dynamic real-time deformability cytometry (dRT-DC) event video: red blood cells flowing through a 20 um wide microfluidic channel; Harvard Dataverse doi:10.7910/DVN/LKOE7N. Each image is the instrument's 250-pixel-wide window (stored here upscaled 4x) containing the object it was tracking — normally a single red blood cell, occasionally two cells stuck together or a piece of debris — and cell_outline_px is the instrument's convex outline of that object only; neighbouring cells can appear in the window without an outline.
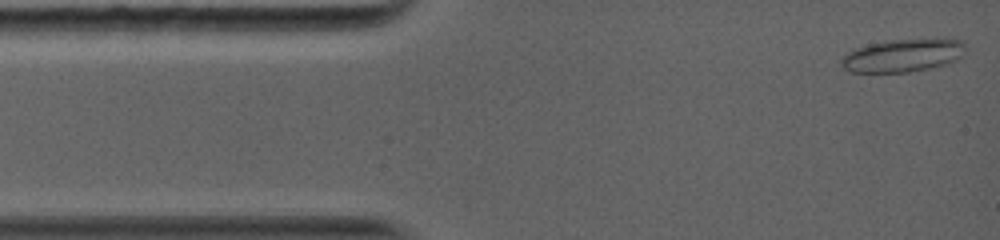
{"species": "common noctule bat (a hibernating species)", "species_latin": "Nyctalus noctula", "temperature_condition": "warm", "stored_images_in_passage": 36, "camera_frame_rate_fps": 5000, "um_per_image_px": 0.085, "animal": {"sex": "female", "body_mass_g": 19.0, "forearm_length_mm": 56.7}, "frame": {"image": 1, "passage_image": 1, "time_ms": 0.0, "image_size_px": [1000, 240], "cell_outline_px": [[964, 44], [960, 56], [956, 60], [948, 64], [908, 72], [848, 72], [840, 64], [840, 60], [852, 48], [892, 40], [936, 36], [964, 40]], "centroid_in_image_um": [76.76, 4.68], "position_along_channel_um": 8.2, "area_um2": 24.33}}
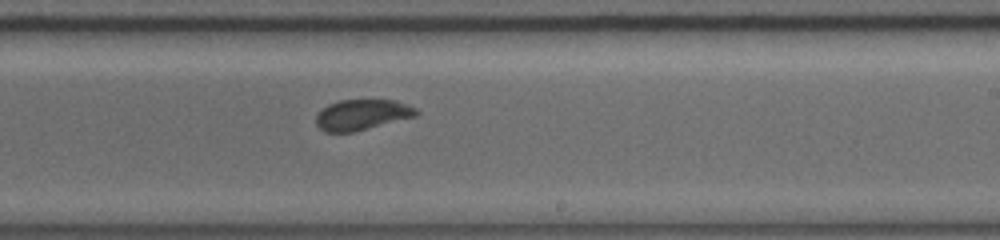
{"frame": {"image": 2, "passage_image": 22, "time_ms": 7.8, "image_size_px": [1000, 240], "cell_outline_px": [[420, 112], [416, 116], [352, 132], [324, 132], [316, 124], [316, 116], [328, 104], [340, 100], [392, 100], [416, 108]], "centroid_in_image_um": [30.76, 9.75], "position_along_channel_um": 258.2, "area_um2": 17.57}}
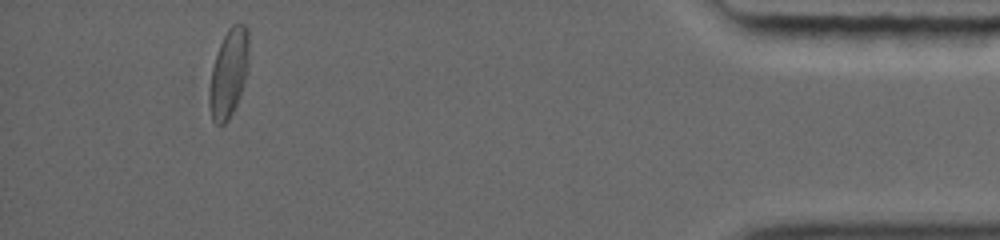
{"frame": {"image": 3, "passage_image": 35, "time_ms": 13.4, "image_size_px": [1000, 240], "cell_outline_px": [[248, 64], [244, 80], [236, 104], [228, 120], [224, 124], [216, 124], [212, 120], [212, 68], [220, 44], [228, 28], [232, 24], [244, 24], [248, 28]], "centroid_in_image_um": [19.49, 6.13], "position_along_channel_um": 415.7, "area_um2": 19.19}, "authors_computed_cell_mechanics": {"area_um2": 19.1318, "velocity_mm_per_s": 4.0865, "shape_relaxation_time_tau1_ms": 5.0962, "shape_relaxation_time_tau2_ms": 1.0005, "deformation_change_tau1": 0.1192, "deformation_change_tau2": 0.062}}